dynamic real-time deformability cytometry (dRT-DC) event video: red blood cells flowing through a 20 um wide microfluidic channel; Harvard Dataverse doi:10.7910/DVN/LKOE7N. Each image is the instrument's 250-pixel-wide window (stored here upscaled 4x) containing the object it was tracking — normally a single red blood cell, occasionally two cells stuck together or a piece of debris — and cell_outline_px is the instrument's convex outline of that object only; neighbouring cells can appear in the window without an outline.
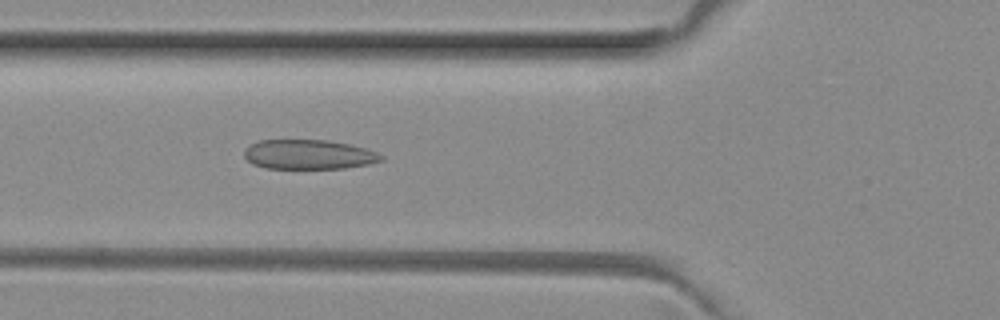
{"species": "common noctule bat (a hibernating species)", "species_latin": "Nyctalus noctula", "temperature_condition": "room temperature", "stored_images_in_passage": 6, "camera_frame_rate_fps": 3000, "um_per_image_px": 0.085, "animal": {"sex": "female", "body_mass_g": 29.2, "forearm_length_mm": 56.3}, "frame": {"image": 1, "passage_image": 5, "time_ms": 1.333, "image_size_px": [1000, 320], "cell_outline_px": [[384, 160], [368, 164], [344, 168], [264, 168], [252, 164], [244, 156], [244, 148], [260, 140], [328, 140], [368, 148], [384, 156]], "centroid_in_image_um": [26.25, 13.13], "position_along_channel_um": 99.6, "area_um2": 23.64}}